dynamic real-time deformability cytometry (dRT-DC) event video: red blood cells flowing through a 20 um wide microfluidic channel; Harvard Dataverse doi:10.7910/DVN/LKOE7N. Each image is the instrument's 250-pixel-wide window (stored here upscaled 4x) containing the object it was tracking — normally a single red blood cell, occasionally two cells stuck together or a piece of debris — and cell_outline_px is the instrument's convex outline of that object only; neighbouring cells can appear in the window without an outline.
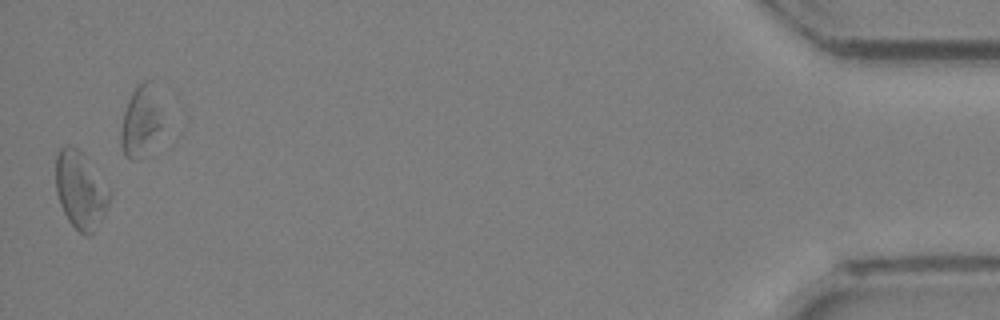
{"species": "Egyptian fruit bat (a non-hibernating species)", "species_latin": "Rousettus aegyptiacus", "temperature_condition": "room temperature", "stored_images_in_passage": 25, "camera_frame_rate_fps": 3000, "um_per_image_px": 0.085, "animal": {"sex": "female"}, "frame": {"image": 1, "passage_image": 24, "time_ms": 7.667, "image_size_px": [1000, 320], "cell_outline_px": [[112, 196], [104, 216], [92, 232], [88, 236], [84, 236], [68, 220], [60, 204], [56, 192], [56, 156], [60, 148], [64, 144], [72, 144], [80, 148], [84, 152], [112, 188]], "centroid_in_image_um": [6.89, 16.07], "position_along_channel_um": 428.3, "area_um2": 25.14}}